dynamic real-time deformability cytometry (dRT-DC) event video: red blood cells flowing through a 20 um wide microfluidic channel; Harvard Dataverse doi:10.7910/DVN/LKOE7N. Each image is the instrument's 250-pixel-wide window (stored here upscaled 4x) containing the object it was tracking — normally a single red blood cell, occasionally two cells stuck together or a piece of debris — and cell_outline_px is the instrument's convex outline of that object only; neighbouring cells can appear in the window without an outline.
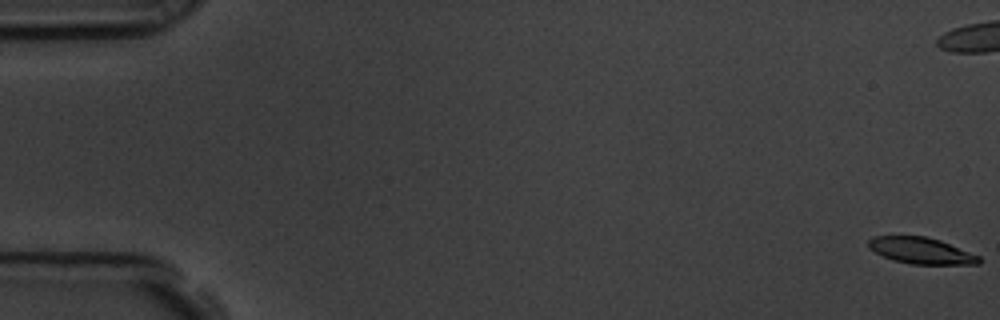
{"species": "common noctule bat (a hibernating species)", "species_latin": "Nyctalus noctula", "temperature_condition": "room temperature", "stored_images_in_passage": 59, "camera_frame_rate_fps": 3000, "um_per_image_px": 0.085, "animal": {"sex": "male", "body_mass_g": 19.5, "forearm_length_mm": 54.6}, "frame": {"image": 1, "passage_image": 1, "time_ms": 0.0, "image_size_px": [1000, 320], "cell_outline_px": [[980, 264], [912, 264], [892, 260], [868, 248], [868, 240], [872, 236], [924, 236], [940, 240], [980, 256]], "centroid_in_image_um": [78.28, 21.3], "position_along_channel_um": 6.7, "area_um2": 16.88}}
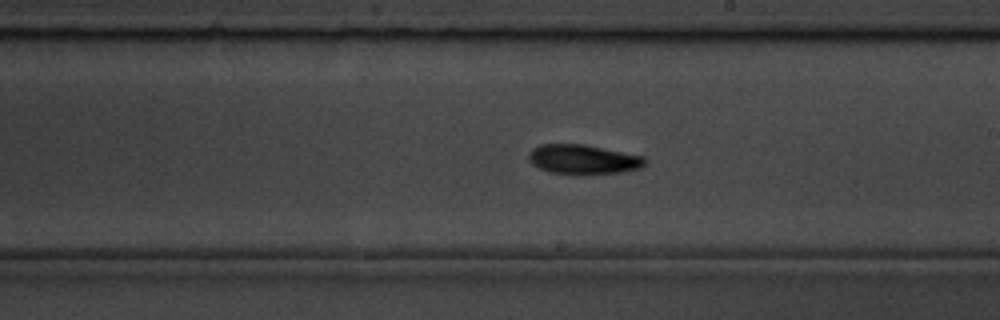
{"frame": {"image": 2, "passage_image": 34, "time_ms": 11.0, "image_size_px": [1000, 320], "cell_outline_px": [[648, 160], [640, 168], [620, 172], [584, 176], [580, 176], [548, 172], [532, 164], [528, 160], [528, 152], [532, 148], [540, 144], [584, 144], [644, 156]], "centroid_in_image_um": [49.55, 13.57], "position_along_channel_um": 239.5, "area_um2": 20.58}}
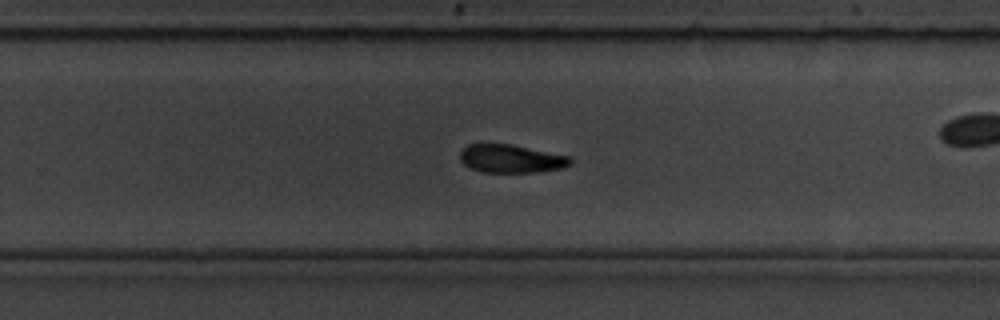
{"frame": {"image": 3, "passage_image": 38, "time_ms": 12.333, "image_size_px": [1000, 320], "cell_outline_px": [[572, 164], [560, 168], [536, 172], [480, 172], [464, 164], [460, 160], [460, 152], [468, 144], [512, 144], [568, 156], [572, 160]], "centroid_in_image_um": [43.42, 13.49], "position_along_channel_um": 286.4, "area_um2": 17.98}, "authors_computed_cell_mechanics": {"area_um2": 18.8428, "velocity_mm_per_s": 3.546, "shape_relaxation_time_tau1_ms": 3.4715, "shape_relaxation_time_tau2_ms": 10.1703, "deformation_change_tau1": 0.1491, "deformation_change_tau2": 0.1785}}